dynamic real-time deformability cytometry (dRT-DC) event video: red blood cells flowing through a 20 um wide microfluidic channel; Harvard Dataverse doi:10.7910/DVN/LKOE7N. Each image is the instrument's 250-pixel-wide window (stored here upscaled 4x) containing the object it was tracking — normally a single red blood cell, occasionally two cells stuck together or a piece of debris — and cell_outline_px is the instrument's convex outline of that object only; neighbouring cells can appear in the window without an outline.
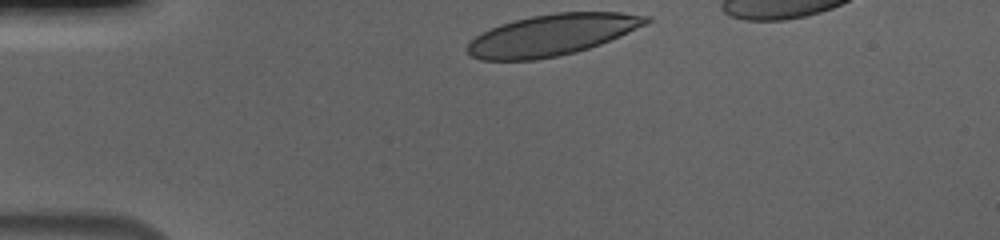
{"species": "human", "species_latin": "Homo sapiens", "temperature_condition": "cold", "stored_images_in_passage": 35, "camera_frame_rate_fps": 3000, "um_per_image_px": 0.085, "donor": {"sex": "male"}, "frame": {"image": 1, "passage_image": 1, "time_ms": 0.0, "image_size_px": [1000, 240], "cell_outline_px": [[652, 20], [620, 36], [600, 44], [576, 52], [536, 60], [480, 60], [468, 56], [468, 44], [480, 32], [500, 24], [532, 16], [556, 12], [620, 12], [652, 16]], "centroid_in_image_um": [46.9, 2.97], "position_along_channel_um": 38.1, "area_um2": 42.89}}
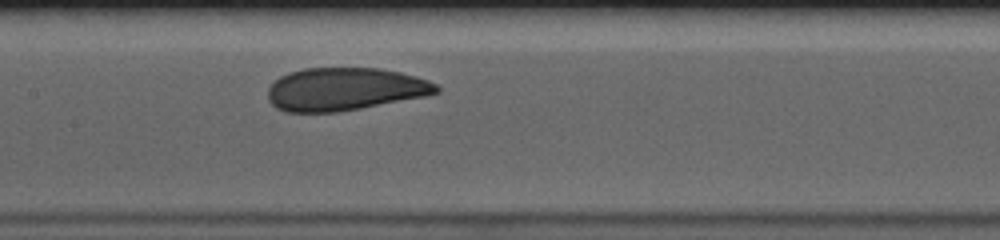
{"frame": {"image": 2, "passage_image": 16, "time_ms": 5.0, "image_size_px": [1000, 240], "cell_outline_px": [[440, 92], [424, 96], [360, 108], [336, 112], [284, 112], [276, 108], [268, 100], [268, 88], [280, 76], [288, 72], [304, 68], [380, 68], [400, 72], [416, 76], [428, 80], [436, 84], [440, 88]], "centroid_in_image_um": [29.28, 7.57], "position_along_channel_um": 178.1, "area_um2": 42.08}}
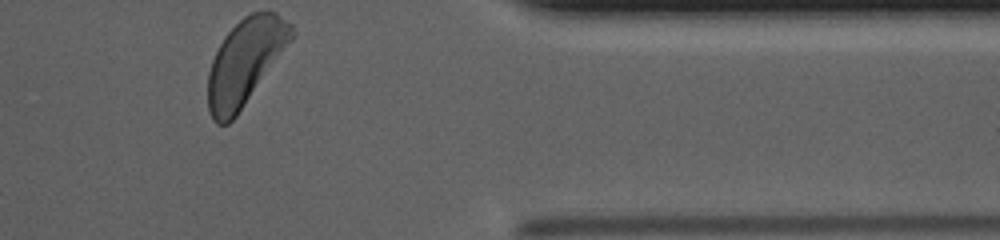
{"frame": {"image": 3, "passage_image": 35, "time_ms": 11.333, "image_size_px": [1000, 240], "cell_outline_px": [[292, 40], [236, 116], [228, 124], [216, 124], [212, 120], [208, 108], [208, 72], [212, 60], [224, 36], [244, 16], [252, 12], [276, 12], [292, 24]], "centroid_in_image_um": [20.82, 5.27], "position_along_channel_um": 390.6, "area_um2": 41.27}, "authors_computed_cell_mechanics": {"area_um2": 42.5986, "velocity_mm_per_s": 3.6434, "shape_relaxation_time_tau1_ms": 2.5713, "shape_relaxation_time_tau2_ms": 1.1602, "deformation_change_tau1": 0.1269, "deformation_change_tau2": 0.075}}